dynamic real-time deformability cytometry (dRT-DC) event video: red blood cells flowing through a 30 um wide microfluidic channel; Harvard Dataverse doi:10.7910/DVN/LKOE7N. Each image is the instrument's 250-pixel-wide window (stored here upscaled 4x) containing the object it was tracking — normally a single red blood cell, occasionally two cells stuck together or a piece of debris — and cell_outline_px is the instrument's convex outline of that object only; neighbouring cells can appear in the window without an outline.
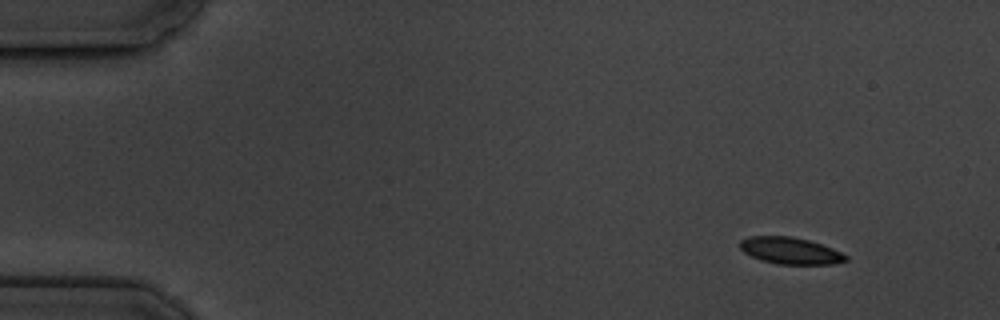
{"species": "common noctule bat (a hibernating species)", "species_latin": "Nyctalus noctula", "temperature_condition": "cold", "stored_images_in_passage": 5, "camera_frame_rate_fps": 3000, "um_per_image_px": 0.085, "animal": {"sex": "male", "body_mass_g": 19.5, "forearm_length_mm": 54.6}, "frame": {"image": 1, "passage_image": 2, "time_ms": 1.0, "image_size_px": [1000, 320], "cell_outline_px": [[848, 260], [832, 264], [776, 264], [760, 260], [744, 252], [740, 248], [740, 240], [748, 236], [792, 236], [808, 240], [832, 248], [848, 256]], "centroid_in_image_um": [67.16, 21.31], "position_along_channel_um": 17.8, "area_um2": 16.47}}
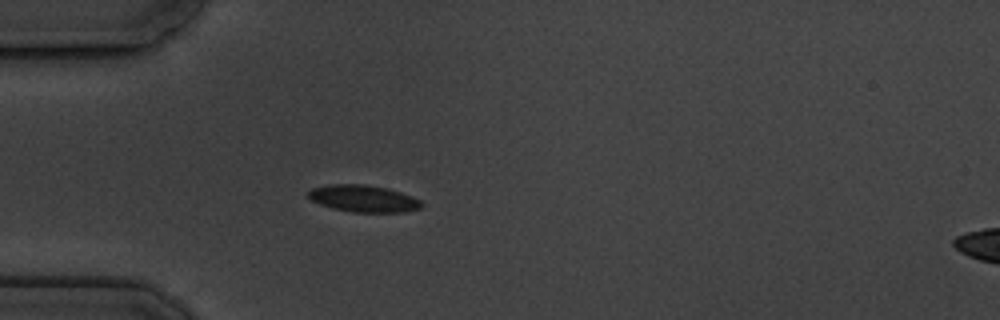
{"frame": {"image": 2, "passage_image": 5, "time_ms": 4.667, "image_size_px": [1000, 320], "cell_outline_px": [[424, 204], [420, 208], [404, 212], [352, 212], [332, 208], [320, 204], [312, 200], [308, 196], [308, 192], [312, 188], [332, 184], [364, 184], [388, 188], [412, 196], [420, 200]], "centroid_in_image_um": [30.91, 16.88], "position_along_channel_um": 54.1, "area_um2": 17.74}}